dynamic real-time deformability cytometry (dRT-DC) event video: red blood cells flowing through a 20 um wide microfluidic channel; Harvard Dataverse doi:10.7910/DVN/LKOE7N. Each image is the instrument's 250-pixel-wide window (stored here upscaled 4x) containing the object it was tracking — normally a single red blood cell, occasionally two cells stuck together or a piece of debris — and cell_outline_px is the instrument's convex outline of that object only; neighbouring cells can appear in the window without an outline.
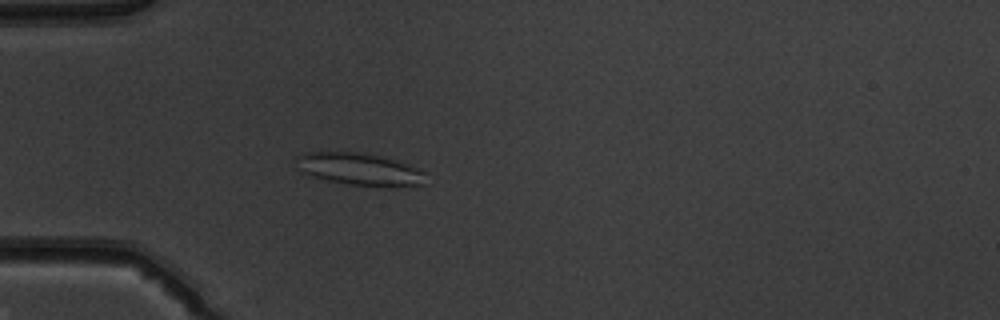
{"species": "common noctule bat (a hibernating species)", "species_latin": "Nyctalus noctula", "temperature_condition": "warm", "stored_images_in_passage": 48, "camera_frame_rate_fps": 3000, "um_per_image_px": 0.085, "animal": {"sex": "male", "body_mass_g": 19.5, "forearm_length_mm": 54.6}, "frame": {"image": 1, "passage_image": 12, "time_ms": 3.667, "image_size_px": [1000, 320], "cell_outline_px": [[424, 184], [388, 188], [384, 188], [348, 184], [328, 180], [312, 176], [300, 172], [296, 168], [296, 156], [304, 152], [356, 152], [384, 156], [396, 160], [416, 168], [424, 172]], "centroid_in_image_um": [30.53, 14.39], "position_along_channel_um": 54.5, "area_um2": 24.68}}
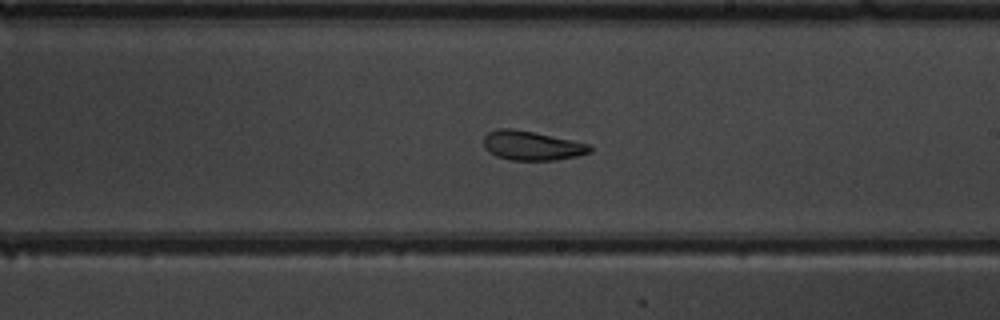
{"frame": {"image": 2, "passage_image": 27, "time_ms": 8.667, "image_size_px": [1000, 320], "cell_outline_px": [[592, 152], [576, 156], [556, 160], [512, 160], [496, 156], [488, 152], [484, 148], [484, 136], [488, 132], [496, 128], [512, 128], [532, 132], [588, 144], [592, 148]], "centroid_in_image_um": [45.15, 12.38], "position_along_channel_um": 243.8, "area_um2": 17.98}}
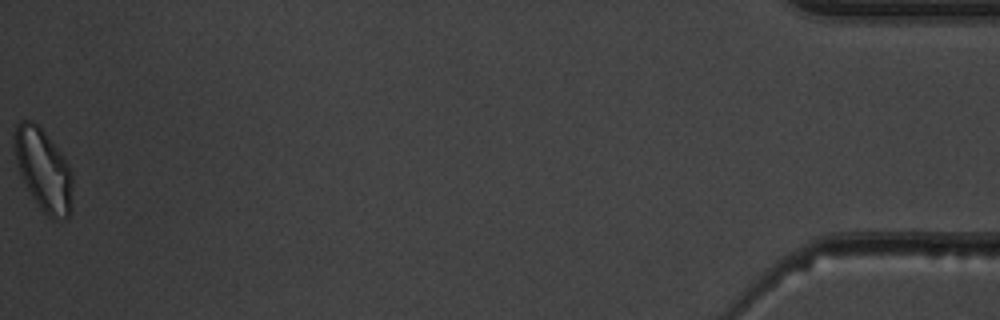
{"frame": {"image": 3, "passage_image": 48, "time_ms": 15.667, "image_size_px": [1000, 320], "cell_outline_px": [[72, 184], [68, 220], [52, 220], [40, 208], [32, 196], [16, 164], [12, 136], [16, 124], [20, 120], [32, 120], [44, 132], [64, 156], [72, 172]], "centroid_in_image_um": [3.67, 14.42], "position_along_channel_um": 431.5, "area_um2": 27.74}, "authors_computed_cell_mechanics": {"area_um2": 21.0392, "velocity_mm_per_s": 3.9949, "shape_relaxation_time_tau1_ms": 6.4007, "shape_relaxation_time_tau2_ms": 2.6635, "deformation_change_tau1": 0.1855, "deformation_change_tau2": 0.0975}}